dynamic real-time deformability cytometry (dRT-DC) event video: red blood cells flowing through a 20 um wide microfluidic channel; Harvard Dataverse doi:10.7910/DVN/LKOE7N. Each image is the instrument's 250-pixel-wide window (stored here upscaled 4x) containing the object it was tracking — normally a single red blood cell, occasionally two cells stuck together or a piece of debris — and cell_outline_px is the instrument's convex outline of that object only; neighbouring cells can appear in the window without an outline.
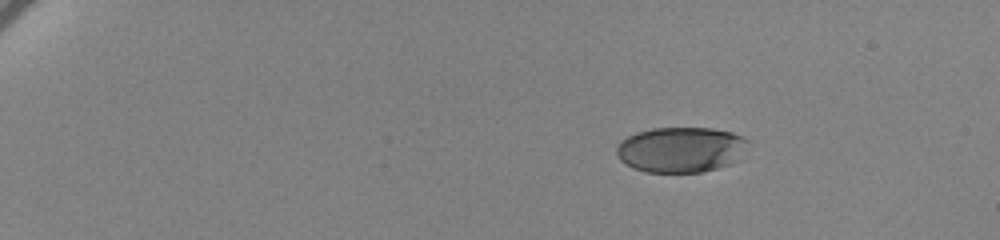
{"species": "human", "species_latin": "Homo sapiens", "temperature_condition": "cold", "stored_images_in_passage": 53, "camera_frame_rate_fps": 3000, "um_per_image_px": 0.085, "donor": {"sex": "female"}, "frame": {"image": 1, "passage_image": 8, "time_ms": 2.333, "image_size_px": [1000, 240], "cell_outline_px": [[736, 136], [712, 164], [708, 168], [696, 172], [652, 172], [640, 168], [624, 160], [620, 148], [632, 136], [644, 132], [664, 128], [700, 128], [728, 132]], "centroid_in_image_um": [57.45, 12.69], "position_along_channel_um": 27.5, "area_um2": 28.32}}
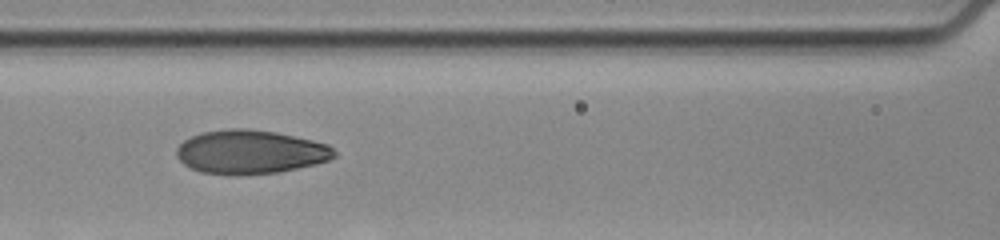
{"frame": {"image": 2, "passage_image": 29, "time_ms": 9.333, "image_size_px": [1000, 240], "cell_outline_px": [[332, 156], [324, 160], [308, 164], [288, 168], [264, 172], [212, 172], [196, 168], [188, 164], [180, 156], [180, 148], [188, 140], [196, 136], [216, 132], [264, 132], [304, 140], [320, 144], [328, 148], [332, 152]], "centroid_in_image_um": [21.27, 12.93], "position_along_channel_um": 145.3, "area_um2": 34.51}}
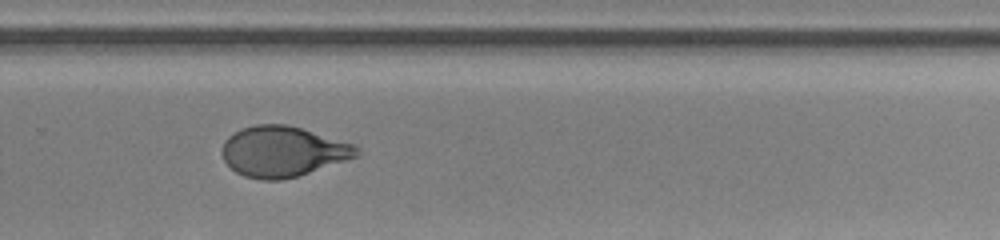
{"frame": {"image": 3, "passage_image": 43, "time_ms": 14.0, "image_size_px": [1000, 240], "cell_outline_px": [[352, 148], [348, 156], [304, 172], [292, 176], [248, 176], [232, 168], [224, 156], [224, 144], [236, 132], [248, 128], [296, 128], [344, 144]], "centroid_in_image_um": [23.85, 12.89], "position_along_channel_um": 306.0, "area_um2": 33.58}}